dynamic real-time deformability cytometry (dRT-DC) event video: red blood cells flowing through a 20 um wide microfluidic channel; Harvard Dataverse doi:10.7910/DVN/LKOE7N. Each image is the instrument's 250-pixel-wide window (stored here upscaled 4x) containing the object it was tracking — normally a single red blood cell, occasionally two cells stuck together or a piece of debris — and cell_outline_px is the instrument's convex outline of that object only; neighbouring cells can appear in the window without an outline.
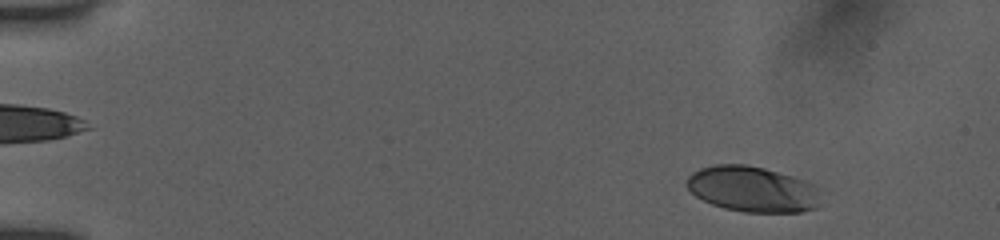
{"species": "human", "species_latin": "Homo sapiens", "temperature_condition": "room temperature", "stored_images_in_passage": 52, "camera_frame_rate_fps": 3000, "um_per_image_px": 0.085, "donor": {"sex": "female"}, "frame": {"image": 1, "passage_image": 5, "time_ms": 1.333, "image_size_px": [1000, 240], "cell_outline_px": [[824, 204], [816, 208], [800, 212], [744, 212], [724, 208], [712, 204], [696, 196], [688, 188], [688, 176], [692, 172], [700, 168], [712, 164], [744, 164], [764, 168], [808, 180], [816, 188]], "centroid_in_image_um": [64.01, 16.08], "position_along_channel_um": 21.0, "area_um2": 35.95}}
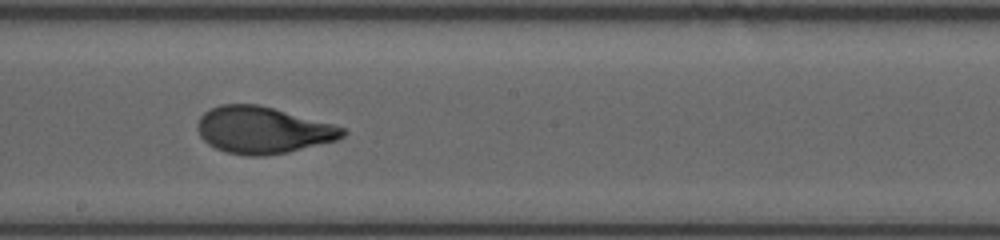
{"frame": {"image": 2, "passage_image": 30, "time_ms": 9.667, "image_size_px": [1000, 240], "cell_outline_px": [[348, 132], [344, 136], [336, 140], [288, 152], [264, 156], [248, 156], [228, 152], [216, 148], [208, 144], [200, 136], [196, 128], [196, 124], [200, 116], [204, 112], [220, 104], [256, 104], [272, 108], [348, 128]], "centroid_in_image_um": [22.33, 11.06], "position_along_channel_um": 225.9, "area_um2": 39.48}}
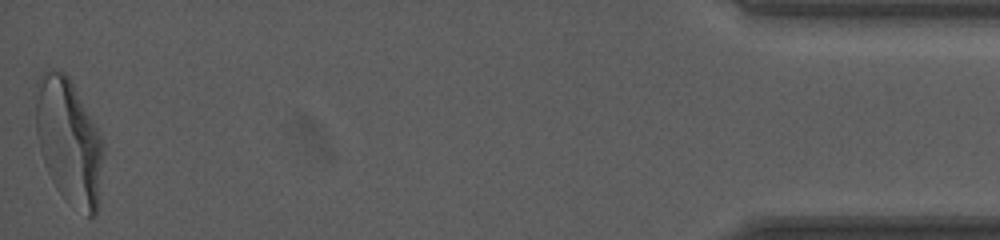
{"frame": {"image": 3, "passage_image": 52, "time_ms": 17.0, "image_size_px": [1000, 240], "cell_outline_px": [[104, 152], [96, 212], [92, 216], [88, 216], [64, 196], [56, 188], [44, 164], [36, 132], [36, 80], [44, 68], [64, 72], [68, 76], [104, 140]], "centroid_in_image_um": [5.84, 11.94], "position_along_channel_um": 429.4, "area_um2": 48.96}, "authors_computed_cell_mechanics": {"area_um2": 39.2462, "velocity_mm_per_s": 3.9116, "shape_relaxation_time_tau1_ms": 4.4258, "shape_relaxation_time_tau2_ms": null, "deformation_change_tau1": 0.2222, "deformation_change_tau2": null}}